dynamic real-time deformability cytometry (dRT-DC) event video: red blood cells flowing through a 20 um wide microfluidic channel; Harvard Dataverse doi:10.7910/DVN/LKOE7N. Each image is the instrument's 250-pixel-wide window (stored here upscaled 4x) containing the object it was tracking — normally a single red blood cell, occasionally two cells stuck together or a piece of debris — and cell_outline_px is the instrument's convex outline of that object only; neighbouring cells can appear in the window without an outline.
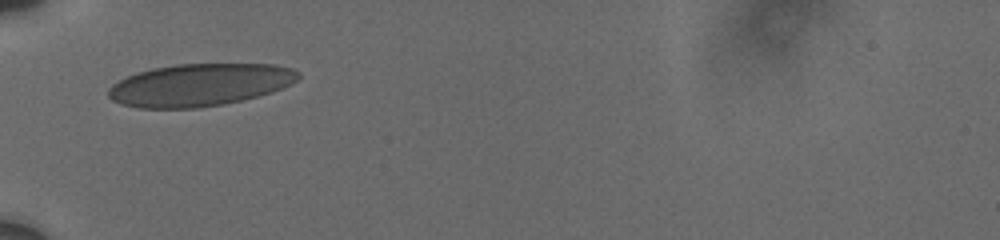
{"species": "human", "species_latin": "Homo sapiens", "temperature_condition": "cold", "stored_images_in_passage": 3, "camera_frame_rate_fps": 3000, "um_per_image_px": 0.085, "donor": {"sex": "male"}, "frame": {"image": 1, "passage_image": 1, "time_ms": 0.0, "image_size_px": [1000, 240], "cell_outline_px": [[300, 76], [296, 80], [272, 92], [224, 104], [196, 108], [140, 108], [120, 104], [112, 100], [108, 96], [108, 88], [112, 84], [136, 72], [152, 68], [176, 64], [276, 64], [292, 68], [300, 72]], "centroid_in_image_um": [16.94, 7.21], "position_along_channel_um": 68.1, "area_um2": 46.88}}
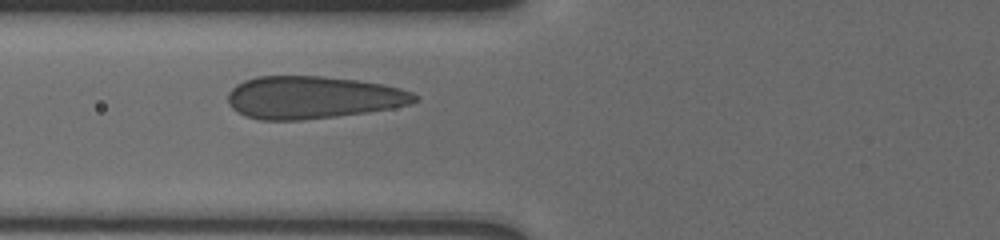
{"frame": {"image": 2, "passage_image": 2, "time_ms": 1.0, "image_size_px": [1000, 240], "cell_outline_px": [[420, 96], [416, 100], [408, 104], [392, 108], [336, 116], [300, 120], [260, 120], [244, 116], [236, 112], [228, 104], [228, 92], [236, 84], [244, 80], [256, 76], [320, 76], [356, 80], [384, 84], [400, 88], [412, 92]], "centroid_in_image_um": [26.54, 8.28], "position_along_channel_um": 99.3, "area_um2": 46.36}}